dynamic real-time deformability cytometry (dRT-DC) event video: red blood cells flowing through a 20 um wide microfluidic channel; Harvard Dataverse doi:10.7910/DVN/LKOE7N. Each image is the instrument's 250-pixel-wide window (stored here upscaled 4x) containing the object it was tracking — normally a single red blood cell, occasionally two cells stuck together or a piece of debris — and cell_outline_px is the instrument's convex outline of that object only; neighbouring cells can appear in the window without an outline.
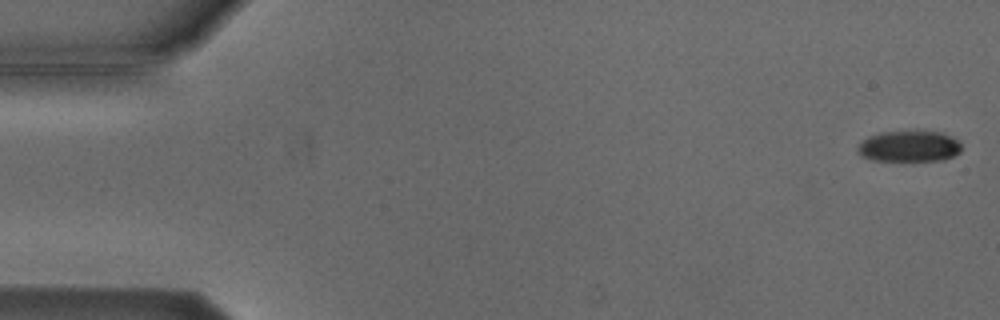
{"species": "Egyptian fruit bat (a non-hibernating species)", "species_latin": "Rousettus aegyptiacus", "temperature_condition": "cold", "stored_images_in_passage": 4, "camera_frame_rate_fps": 3000, "um_per_image_px": 0.085, "animal": {"sex": "male"}, "frame": {"image": 1, "passage_image": 1, "time_ms": 0.0, "image_size_px": [1000, 320], "cell_outline_px": [[960, 152], [944, 160], [872, 160], [856, 152], [856, 148], [868, 136], [880, 132], [940, 132], [956, 140], [960, 144]], "centroid_in_image_um": [77.24, 12.44], "position_along_channel_um": 7.8, "area_um2": 18.32}}
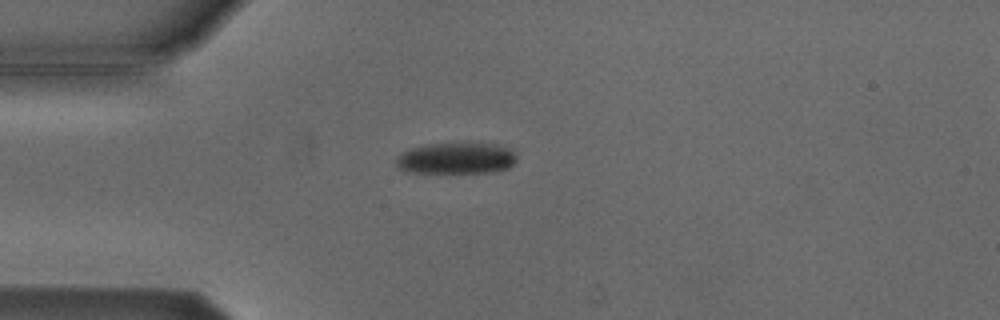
{"frame": {"image": 2, "passage_image": 4, "time_ms": 4.333, "image_size_px": [1000, 320], "cell_outline_px": [[516, 160], [508, 168], [492, 172], [404, 172], [396, 168], [396, 156], [400, 152], [412, 148], [428, 144], [496, 144], [512, 148], [516, 156]], "centroid_in_image_um": [38.75, 13.46], "position_along_channel_um": 46.3, "area_um2": 21.96}}